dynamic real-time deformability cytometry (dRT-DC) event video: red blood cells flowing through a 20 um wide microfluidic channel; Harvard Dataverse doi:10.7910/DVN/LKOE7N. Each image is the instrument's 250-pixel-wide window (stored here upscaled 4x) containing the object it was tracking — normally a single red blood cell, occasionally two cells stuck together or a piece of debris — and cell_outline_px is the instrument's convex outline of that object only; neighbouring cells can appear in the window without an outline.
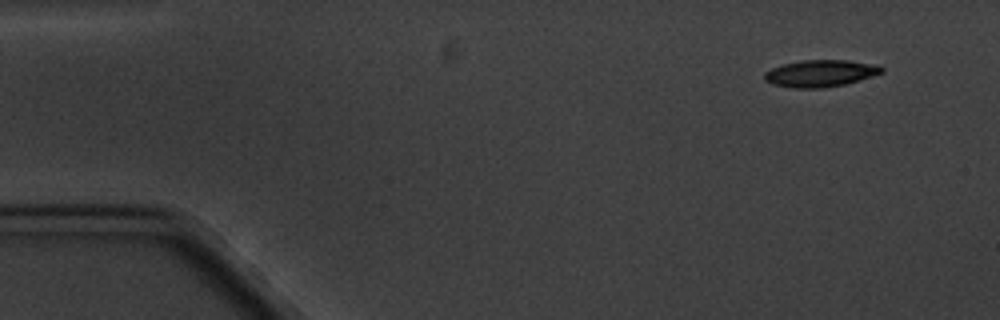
{"species": "common noctule bat (a hibernating species)", "species_latin": "Nyctalus noctula", "temperature_condition": "cold", "stored_images_in_passage": 10, "camera_frame_rate_fps": 3000, "um_per_image_px": 0.085, "animal": {"sex": "male", "body_mass_g": 20.1, "forearm_length_mm": 53.5}, "frame": {"image": 1, "passage_image": 1, "time_ms": 0.0, "image_size_px": [1000, 320], "cell_outline_px": [[884, 72], [872, 76], [844, 84], [824, 88], [792, 88], [772, 84], [764, 80], [764, 72], [772, 68], [784, 64], [804, 60], [848, 60], [880, 64], [884, 68]], "centroid_in_image_um": [69.76, 6.23], "position_along_channel_um": 15.2, "area_um2": 18.5}}
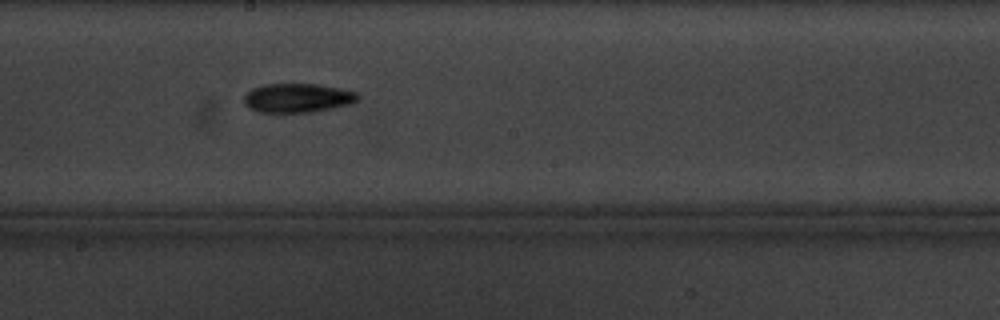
{"frame": {"image": 2, "passage_image": 9, "time_ms": 9.0, "image_size_px": [1000, 320], "cell_outline_px": [[360, 96], [352, 104], [312, 112], [260, 112], [248, 108], [244, 104], [244, 96], [252, 88], [264, 84], [316, 84], [340, 88], [356, 92]], "centroid_in_image_um": [25.28, 8.32], "position_along_channel_um": 222.9, "area_um2": 19.31}}
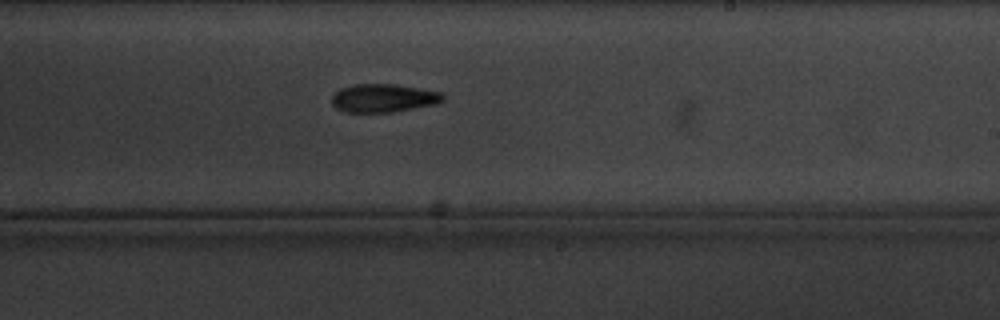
{"frame": {"image": 3, "passage_image": 10, "time_ms": 10.0, "image_size_px": [1000, 320], "cell_outline_px": [[444, 100], [436, 104], [392, 112], [348, 112], [336, 108], [332, 104], [332, 96], [340, 88], [356, 84], [396, 84], [444, 92]], "centroid_in_image_um": [32.63, 8.33], "position_along_channel_um": 256.4, "area_um2": 18.38}}